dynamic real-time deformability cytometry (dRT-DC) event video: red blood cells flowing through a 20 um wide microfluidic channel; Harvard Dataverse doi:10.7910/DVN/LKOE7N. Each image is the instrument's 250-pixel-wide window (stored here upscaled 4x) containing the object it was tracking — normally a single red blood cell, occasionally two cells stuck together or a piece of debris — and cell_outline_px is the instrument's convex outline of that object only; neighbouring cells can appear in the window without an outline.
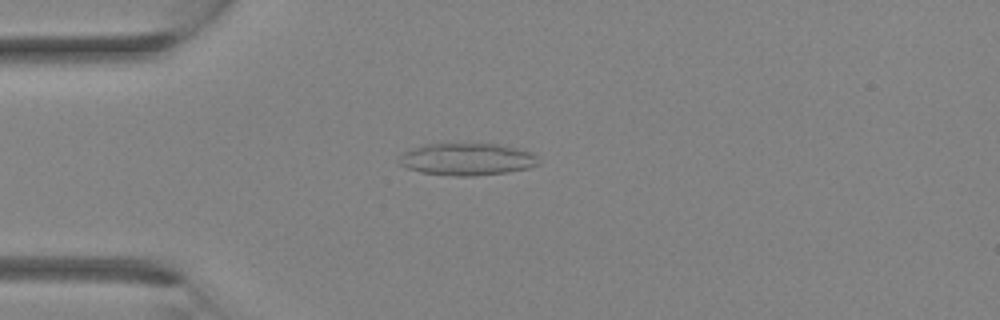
{"species": "Egyptian fruit bat (a non-hibernating species)", "species_latin": "Rousettus aegyptiacus", "temperature_condition": "room temperature", "stored_images_in_passage": 2, "camera_frame_rate_fps": 3000, "um_per_image_px": 0.085, "animal": {"sex": "female"}, "frame": {"image": 1, "passage_image": 2, "time_ms": 0.333, "image_size_px": [1000, 320], "cell_outline_px": [[540, 164], [528, 168], [508, 172], [472, 176], [452, 176], [420, 172], [408, 168], [400, 164], [396, 160], [404, 152], [412, 148], [424, 144], [500, 144], [532, 152], [540, 160]], "centroid_in_image_um": [39.7, 13.54], "position_along_channel_um": 45.3, "area_um2": 26.24}}